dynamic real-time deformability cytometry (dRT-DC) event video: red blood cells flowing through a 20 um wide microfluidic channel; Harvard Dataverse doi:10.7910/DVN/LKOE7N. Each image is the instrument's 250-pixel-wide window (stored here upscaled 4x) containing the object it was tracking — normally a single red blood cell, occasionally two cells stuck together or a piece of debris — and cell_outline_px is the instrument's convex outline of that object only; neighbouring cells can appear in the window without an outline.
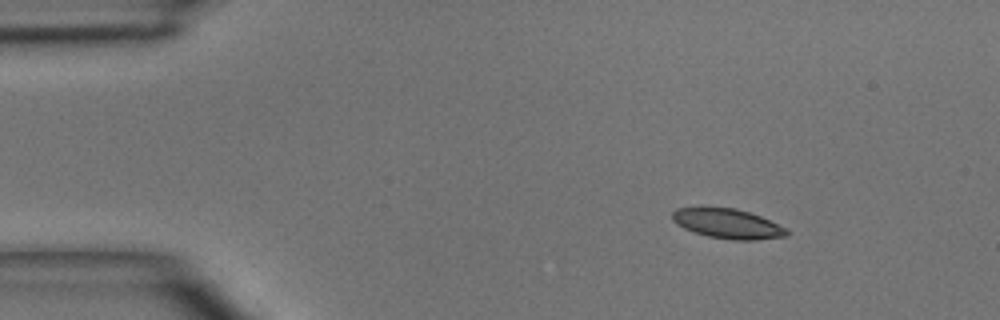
{"species": "common noctule bat (a hibernating species)", "species_latin": "Nyctalus noctula", "temperature_condition": "room temperature", "stored_images_in_passage": 3, "camera_frame_rate_fps": 3000, "um_per_image_px": 0.085, "animal": {"sex": "male", "body_mass_g": 15.6}, "frame": {"image": 1, "passage_image": 1, "time_ms": 0.0, "image_size_px": [1000, 320], "cell_outline_px": [[788, 236], [756, 240], [732, 240], [708, 236], [684, 228], [676, 224], [672, 220], [672, 212], [676, 208], [736, 208], [760, 216], [788, 228]], "centroid_in_image_um": [61.88, 19.02], "position_along_channel_um": 23.1, "area_um2": 19.71}}
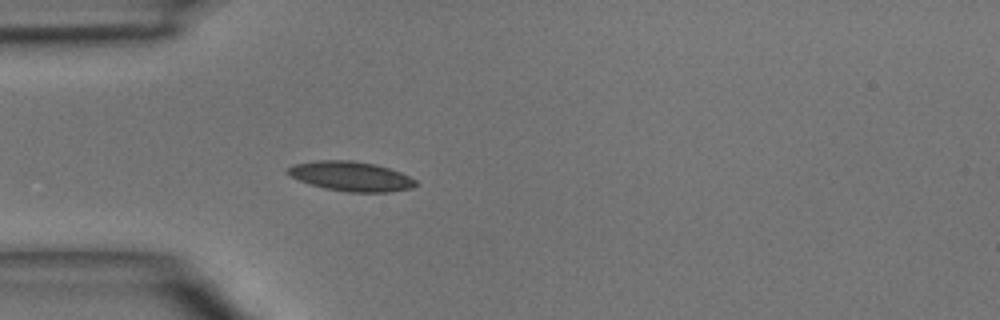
{"frame": {"image": 2, "passage_image": 3, "time_ms": 2.333, "image_size_px": [1000, 320], "cell_outline_px": [[420, 184], [412, 188], [388, 192], [348, 192], [324, 188], [308, 184], [288, 176], [284, 172], [292, 164], [316, 160], [352, 160], [376, 164], [400, 172], [416, 180]], "centroid_in_image_um": [29.79, 14.98], "position_along_channel_um": 55.2, "area_um2": 22.43}}